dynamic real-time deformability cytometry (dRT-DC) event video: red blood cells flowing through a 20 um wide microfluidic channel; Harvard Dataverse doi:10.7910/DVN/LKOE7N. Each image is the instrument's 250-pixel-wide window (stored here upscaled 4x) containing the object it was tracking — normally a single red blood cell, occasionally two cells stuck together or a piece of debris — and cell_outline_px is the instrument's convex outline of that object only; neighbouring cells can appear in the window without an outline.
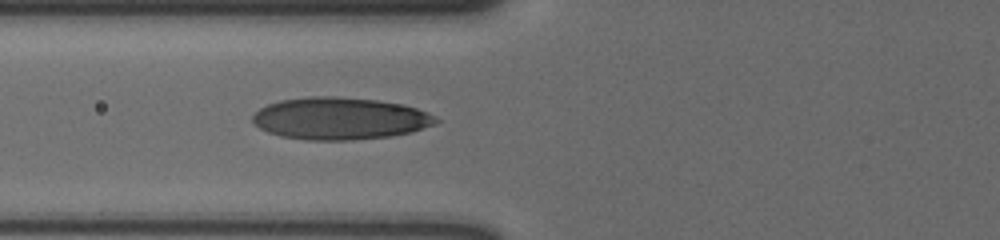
{"species": "human", "species_latin": "Homo sapiens", "temperature_condition": "cold", "stored_images_in_passage": 9, "camera_frame_rate_fps": 3000, "um_per_image_px": 0.085, "donor": {"sex": "male"}, "frame": {"image": 1, "passage_image": 2, "time_ms": 0.333, "image_size_px": [1000, 240], "cell_outline_px": [[440, 120], [436, 124], [412, 132], [392, 136], [352, 140], [304, 140], [280, 136], [268, 132], [260, 128], [252, 120], [252, 116], [260, 108], [268, 104], [280, 100], [312, 96], [332, 96], [376, 100], [404, 104], [416, 108]], "centroid_in_image_um": [28.88, 10.08], "position_along_channel_um": 96.9, "area_um2": 45.03}}
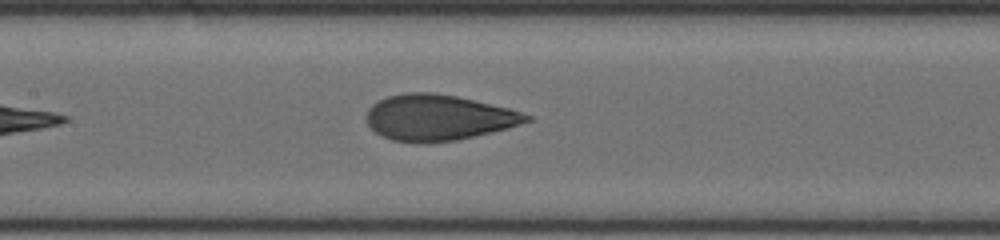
{"frame": {"image": 2, "passage_image": 6, "time_ms": 1.667, "image_size_px": [1000, 240], "cell_outline_px": [[532, 120], [508, 128], [456, 140], [428, 144], [416, 144], [392, 140], [376, 132], [368, 124], [364, 116], [368, 108], [372, 104], [388, 96], [408, 92], [432, 92], [456, 96], [508, 108], [532, 116]], "centroid_in_image_um": [37.22, 10.01], "position_along_channel_um": 170.2, "area_um2": 42.83}}
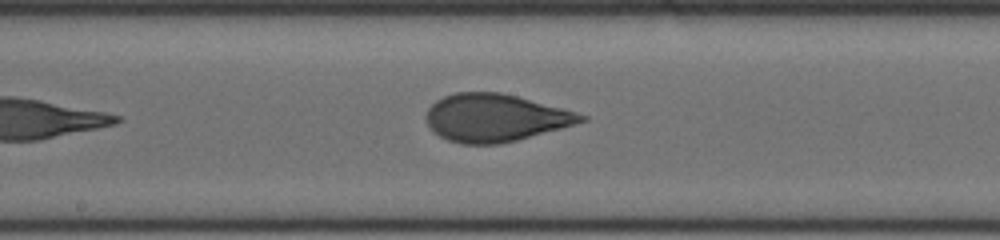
{"frame": {"image": 3, "passage_image": 8, "time_ms": 2.333, "image_size_px": [1000, 240], "cell_outline_px": [[588, 120], [560, 128], [516, 140], [500, 144], [460, 144], [448, 140], [432, 132], [424, 116], [428, 108], [436, 100], [444, 96], [456, 92], [500, 92], [516, 96], [576, 112], [588, 116]], "centroid_in_image_um": [42.03, 10.01], "position_along_channel_um": 206.2, "area_um2": 42.77}}